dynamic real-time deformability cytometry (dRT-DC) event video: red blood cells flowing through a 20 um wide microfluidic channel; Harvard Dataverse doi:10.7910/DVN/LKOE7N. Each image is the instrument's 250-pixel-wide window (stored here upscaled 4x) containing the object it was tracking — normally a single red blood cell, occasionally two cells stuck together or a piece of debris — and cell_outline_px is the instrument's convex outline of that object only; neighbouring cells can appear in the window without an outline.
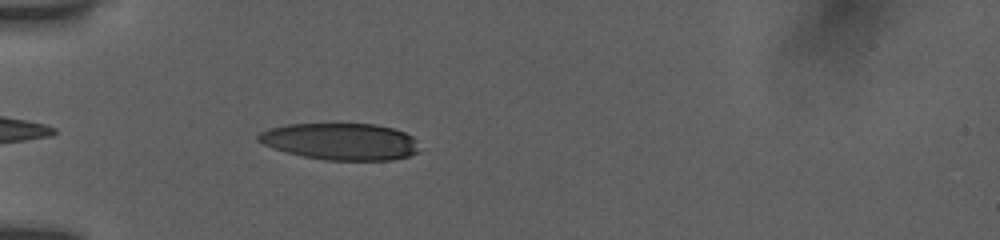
{"species": "human", "species_latin": "Homo sapiens", "temperature_condition": "room temperature", "stored_images_in_passage": 35, "camera_frame_rate_fps": 3000, "um_per_image_px": 0.085, "donor": {"sex": "female"}, "frame": {"image": 1, "passage_image": 3, "time_ms": 0.667, "image_size_px": [1000, 240], "cell_outline_px": [[420, 152], [408, 156], [392, 160], [328, 160], [304, 156], [288, 152], [264, 144], [256, 140], [256, 136], [260, 132], [268, 128], [288, 124], [372, 124], [392, 128], [404, 132], [412, 136], [416, 140]], "centroid_in_image_um": [28.97, 12.02], "position_along_channel_um": 56.0, "area_um2": 34.39}}
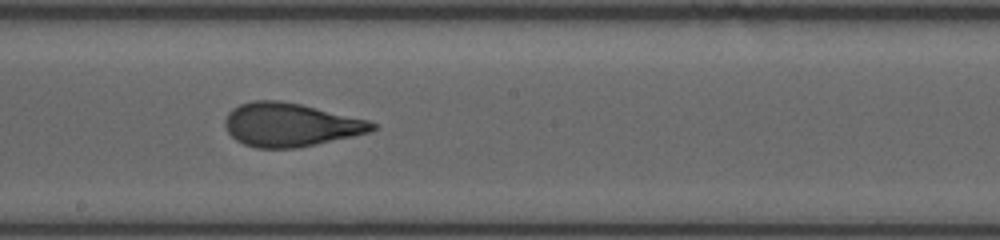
{"frame": {"image": 2, "passage_image": 17, "time_ms": 5.333, "image_size_px": [1000, 240], "cell_outline_px": [[376, 128], [368, 132], [352, 136], [316, 144], [296, 148], [256, 148], [244, 144], [236, 140], [228, 132], [224, 124], [224, 120], [228, 112], [232, 108], [240, 104], [256, 100], [280, 100], [300, 104], [368, 120], [376, 124]], "centroid_in_image_um": [24.64, 10.6], "position_along_channel_um": 223.6, "area_um2": 37.11}}
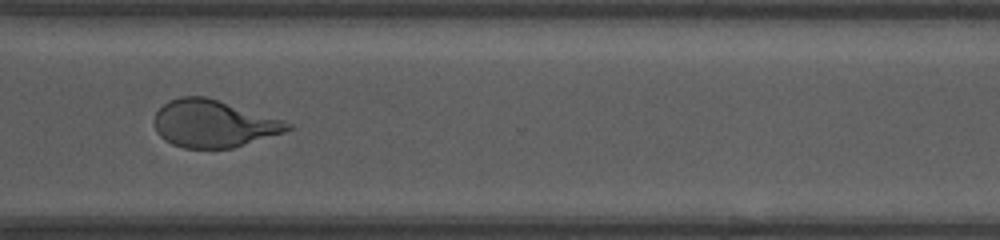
{"frame": {"image": 3, "passage_image": 27, "time_ms": 8.667, "image_size_px": [1000, 240], "cell_outline_px": [[292, 128], [284, 132], [232, 148], [184, 148], [172, 144], [164, 140], [156, 132], [152, 120], [156, 112], [168, 100], [180, 96], [204, 96], [284, 120], [292, 124]], "centroid_in_image_um": [18.1, 10.51], "position_along_channel_um": 352.5, "area_um2": 36.65}, "authors_computed_cell_mechanics": {"area_um2": 36.992, "velocity_mm_per_s": 3.8817, "shape_relaxation_time_tau1_ms": 5.1719, "shape_relaxation_time_tau2_ms": 1.1335, "deformation_change_tau1": 0.2144, "deformation_change_tau2": 0.0947}}